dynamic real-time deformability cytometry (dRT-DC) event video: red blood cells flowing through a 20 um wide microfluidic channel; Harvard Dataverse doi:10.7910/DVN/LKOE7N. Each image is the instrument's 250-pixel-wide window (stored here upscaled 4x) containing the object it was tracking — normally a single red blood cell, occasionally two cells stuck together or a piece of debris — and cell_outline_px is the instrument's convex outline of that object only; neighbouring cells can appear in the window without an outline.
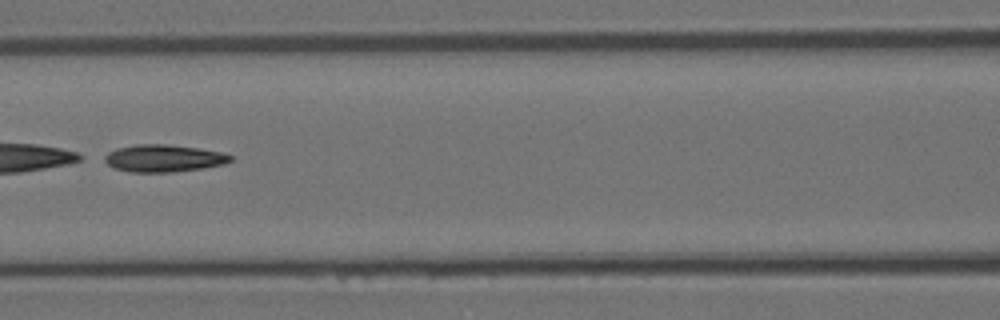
{"species": "Egyptian fruit bat (a non-hibernating species)", "species_latin": "Rousettus aegyptiacus", "temperature_condition": "room temperature", "stored_images_in_passage": 10, "camera_frame_rate_fps": 3000, "um_per_image_px": 0.085, "animal": {"sex": "female"}, "frame": {"image": 1, "passage_image": 6, "time_ms": 1.667, "image_size_px": [1000, 320], "cell_outline_px": [[232, 160], [224, 164], [200, 168], [172, 172], [132, 172], [112, 168], [100, 156], [116, 148], [136, 144], [164, 144], [196, 148], [224, 152], [232, 156]], "centroid_in_image_um": [13.85, 13.45], "position_along_channel_um": 152.7, "area_um2": 20.06}}
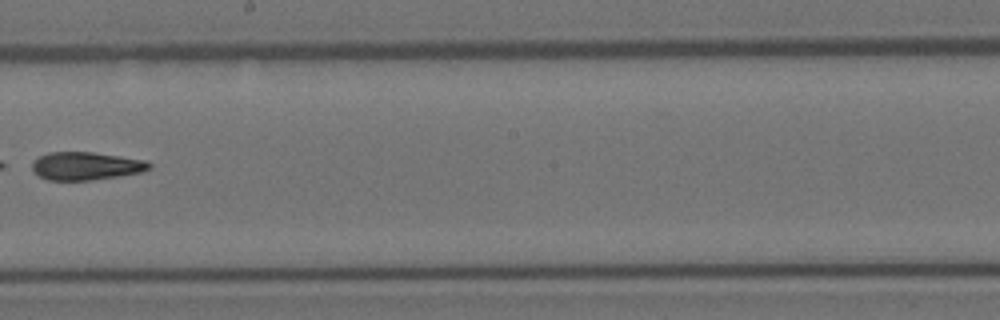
{"frame": {"image": 2, "passage_image": 8, "time_ms": 2.333, "image_size_px": [1000, 320], "cell_outline_px": [[152, 168], [140, 172], [92, 180], [48, 180], [40, 176], [32, 168], [32, 160], [48, 152], [92, 152], [120, 156], [144, 160], [152, 164]], "centroid_in_image_um": [7.29, 14.1], "position_along_channel_um": 240.9, "area_um2": 18.96}}
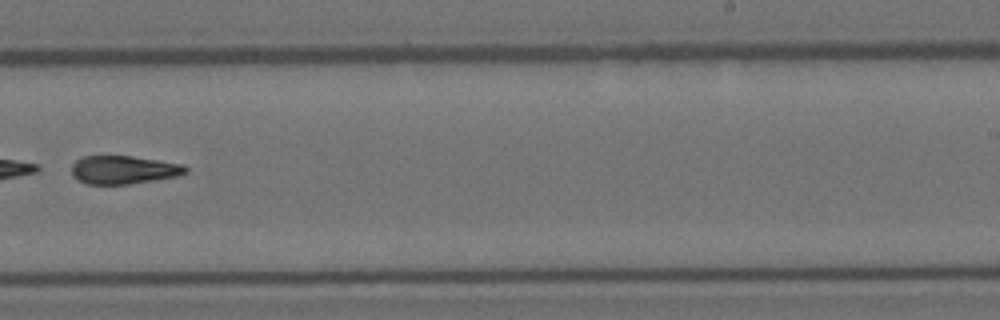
{"frame": {"image": 3, "passage_image": 9, "time_ms": 2.667, "image_size_px": [1000, 320], "cell_outline_px": [[188, 172], [176, 176], [128, 184], [88, 184], [72, 176], [72, 164], [76, 160], [84, 156], [132, 156], [184, 164], [188, 168]], "centroid_in_image_um": [10.51, 14.42], "position_along_channel_um": 278.5, "area_um2": 18.67}}